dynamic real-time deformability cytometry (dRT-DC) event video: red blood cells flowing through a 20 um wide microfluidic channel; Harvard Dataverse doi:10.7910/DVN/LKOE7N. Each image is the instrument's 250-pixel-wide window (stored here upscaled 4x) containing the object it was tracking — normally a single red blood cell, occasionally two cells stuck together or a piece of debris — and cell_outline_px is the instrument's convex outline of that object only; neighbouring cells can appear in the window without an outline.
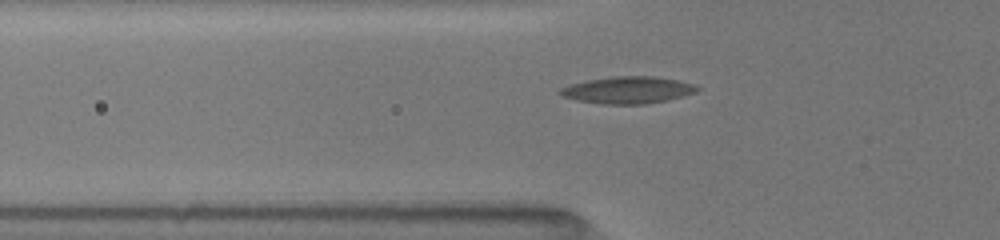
{"species": "common noctule bat (a hibernating species)", "species_latin": "Nyctalus noctula", "temperature_condition": "room temperature", "stored_images_in_passage": 39, "camera_frame_rate_fps": 3000, "um_per_image_px": 0.085, "animal": {"sex": "female", "body_mass_g": 19.5, "forearm_length_mm": 54.1}, "frame": {"image": 1, "passage_image": 6, "time_ms": 1.667, "image_size_px": [1000, 240], "cell_outline_px": [[700, 88], [696, 92], [668, 100], [644, 104], [604, 104], [576, 100], [560, 96], [556, 92], [560, 88], [572, 84], [588, 80], [612, 76], [656, 76], [696, 84]], "centroid_in_image_um": [53.35, 7.65], "position_along_channel_um": 72.4, "area_um2": 21.62}}
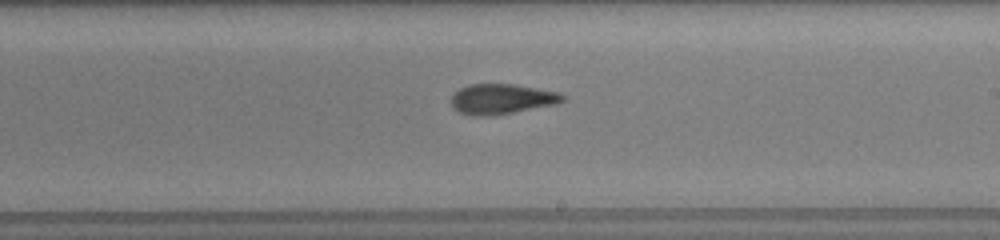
{"frame": {"image": 2, "passage_image": 19, "time_ms": 6.0, "image_size_px": [1000, 240], "cell_outline_px": [[568, 96], [564, 100], [556, 104], [512, 112], [484, 116], [476, 116], [460, 112], [452, 108], [452, 96], [460, 88], [468, 84], [516, 84], [560, 92]], "centroid_in_image_um": [42.68, 8.4], "position_along_channel_um": 246.3, "area_um2": 19.54}}
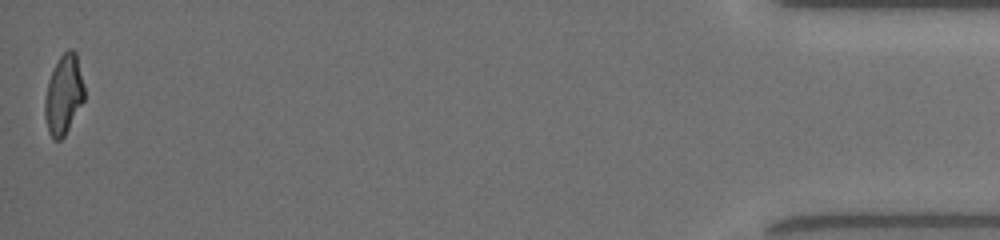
{"frame": {"image": 3, "passage_image": 39, "time_ms": 12.667, "image_size_px": [1000, 240], "cell_outline_px": [[84, 100], [64, 136], [60, 140], [52, 140], [48, 132], [44, 116], [44, 100], [48, 80], [60, 56], [68, 48], [72, 48], [76, 52], [84, 84]], "centroid_in_image_um": [5.4, 8.05], "position_along_channel_um": 429.8, "area_um2": 18.38}, "authors_computed_cell_mechanics": {"area_um2": 19.5364, "velocity_mm_per_s": 4.0269, "shape_relaxation_time_tau1_ms": 4.9054, "shape_relaxation_time_tau2_ms": 2.9962, "deformation_change_tau1": 0.179, "deformation_change_tau2": 0.1195}}